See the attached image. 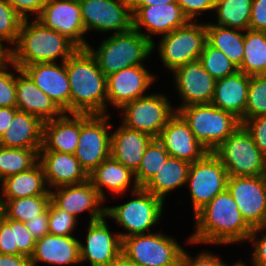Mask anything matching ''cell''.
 Here are the masks:
<instances>
[{
	"label": "cell",
	"instance_id": "cell-36",
	"mask_svg": "<svg viewBox=\"0 0 266 266\" xmlns=\"http://www.w3.org/2000/svg\"><path fill=\"white\" fill-rule=\"evenodd\" d=\"M39 150L0 146V182L35 166L39 162Z\"/></svg>",
	"mask_w": 266,
	"mask_h": 266
},
{
	"label": "cell",
	"instance_id": "cell-56",
	"mask_svg": "<svg viewBox=\"0 0 266 266\" xmlns=\"http://www.w3.org/2000/svg\"><path fill=\"white\" fill-rule=\"evenodd\" d=\"M11 61V49L4 47L2 41H0V68L4 67L6 64H10Z\"/></svg>",
	"mask_w": 266,
	"mask_h": 266
},
{
	"label": "cell",
	"instance_id": "cell-59",
	"mask_svg": "<svg viewBox=\"0 0 266 266\" xmlns=\"http://www.w3.org/2000/svg\"><path fill=\"white\" fill-rule=\"evenodd\" d=\"M226 266H229V265H226ZM232 266H247V265H245V264L242 263V262H238V263H235V264L232 265Z\"/></svg>",
	"mask_w": 266,
	"mask_h": 266
},
{
	"label": "cell",
	"instance_id": "cell-37",
	"mask_svg": "<svg viewBox=\"0 0 266 266\" xmlns=\"http://www.w3.org/2000/svg\"><path fill=\"white\" fill-rule=\"evenodd\" d=\"M2 201L4 203V218L25 223L39 217V214L48 208L51 197L50 195H37Z\"/></svg>",
	"mask_w": 266,
	"mask_h": 266
},
{
	"label": "cell",
	"instance_id": "cell-27",
	"mask_svg": "<svg viewBox=\"0 0 266 266\" xmlns=\"http://www.w3.org/2000/svg\"><path fill=\"white\" fill-rule=\"evenodd\" d=\"M44 122L35 115L17 110L7 130L0 137V146L41 149Z\"/></svg>",
	"mask_w": 266,
	"mask_h": 266
},
{
	"label": "cell",
	"instance_id": "cell-25",
	"mask_svg": "<svg viewBox=\"0 0 266 266\" xmlns=\"http://www.w3.org/2000/svg\"><path fill=\"white\" fill-rule=\"evenodd\" d=\"M72 117L63 113L60 117L44 122L43 142L39 151H55L75 154L80 135V114Z\"/></svg>",
	"mask_w": 266,
	"mask_h": 266
},
{
	"label": "cell",
	"instance_id": "cell-15",
	"mask_svg": "<svg viewBox=\"0 0 266 266\" xmlns=\"http://www.w3.org/2000/svg\"><path fill=\"white\" fill-rule=\"evenodd\" d=\"M37 20L67 37L79 49H86L89 45L83 36L86 31L79 0H47Z\"/></svg>",
	"mask_w": 266,
	"mask_h": 266
},
{
	"label": "cell",
	"instance_id": "cell-57",
	"mask_svg": "<svg viewBox=\"0 0 266 266\" xmlns=\"http://www.w3.org/2000/svg\"><path fill=\"white\" fill-rule=\"evenodd\" d=\"M111 266H140L128 259L123 253H121L111 264Z\"/></svg>",
	"mask_w": 266,
	"mask_h": 266
},
{
	"label": "cell",
	"instance_id": "cell-14",
	"mask_svg": "<svg viewBox=\"0 0 266 266\" xmlns=\"http://www.w3.org/2000/svg\"><path fill=\"white\" fill-rule=\"evenodd\" d=\"M227 190L236 202L242 218L252 229L266 225V179L264 175L229 176Z\"/></svg>",
	"mask_w": 266,
	"mask_h": 266
},
{
	"label": "cell",
	"instance_id": "cell-45",
	"mask_svg": "<svg viewBox=\"0 0 266 266\" xmlns=\"http://www.w3.org/2000/svg\"><path fill=\"white\" fill-rule=\"evenodd\" d=\"M241 124L250 133L255 145L266 156V114L243 120Z\"/></svg>",
	"mask_w": 266,
	"mask_h": 266
},
{
	"label": "cell",
	"instance_id": "cell-55",
	"mask_svg": "<svg viewBox=\"0 0 266 266\" xmlns=\"http://www.w3.org/2000/svg\"><path fill=\"white\" fill-rule=\"evenodd\" d=\"M131 6H150L177 2V0H130Z\"/></svg>",
	"mask_w": 266,
	"mask_h": 266
},
{
	"label": "cell",
	"instance_id": "cell-31",
	"mask_svg": "<svg viewBox=\"0 0 266 266\" xmlns=\"http://www.w3.org/2000/svg\"><path fill=\"white\" fill-rule=\"evenodd\" d=\"M132 176H135V173L131 169L110 156L88 174V180L104 200L103 187L110 190L112 194H122L131 183Z\"/></svg>",
	"mask_w": 266,
	"mask_h": 266
},
{
	"label": "cell",
	"instance_id": "cell-19",
	"mask_svg": "<svg viewBox=\"0 0 266 266\" xmlns=\"http://www.w3.org/2000/svg\"><path fill=\"white\" fill-rule=\"evenodd\" d=\"M176 88L183 100L177 108L195 104H209L212 101L216 80L203 68L199 61L187 63L172 71Z\"/></svg>",
	"mask_w": 266,
	"mask_h": 266
},
{
	"label": "cell",
	"instance_id": "cell-48",
	"mask_svg": "<svg viewBox=\"0 0 266 266\" xmlns=\"http://www.w3.org/2000/svg\"><path fill=\"white\" fill-rule=\"evenodd\" d=\"M249 29L266 31V0H253Z\"/></svg>",
	"mask_w": 266,
	"mask_h": 266
},
{
	"label": "cell",
	"instance_id": "cell-33",
	"mask_svg": "<svg viewBox=\"0 0 266 266\" xmlns=\"http://www.w3.org/2000/svg\"><path fill=\"white\" fill-rule=\"evenodd\" d=\"M240 32L239 29L206 24V42L221 50L237 68L241 66L244 56V34Z\"/></svg>",
	"mask_w": 266,
	"mask_h": 266
},
{
	"label": "cell",
	"instance_id": "cell-46",
	"mask_svg": "<svg viewBox=\"0 0 266 266\" xmlns=\"http://www.w3.org/2000/svg\"><path fill=\"white\" fill-rule=\"evenodd\" d=\"M184 15L193 21L203 11L214 10L216 0H177Z\"/></svg>",
	"mask_w": 266,
	"mask_h": 266
},
{
	"label": "cell",
	"instance_id": "cell-28",
	"mask_svg": "<svg viewBox=\"0 0 266 266\" xmlns=\"http://www.w3.org/2000/svg\"><path fill=\"white\" fill-rule=\"evenodd\" d=\"M80 241L74 236H56L47 234L36 241L30 257L32 266L38 261L54 265L80 263Z\"/></svg>",
	"mask_w": 266,
	"mask_h": 266
},
{
	"label": "cell",
	"instance_id": "cell-30",
	"mask_svg": "<svg viewBox=\"0 0 266 266\" xmlns=\"http://www.w3.org/2000/svg\"><path fill=\"white\" fill-rule=\"evenodd\" d=\"M1 200L26 198L37 195H50L42 165L38 162L31 169L9 176L2 181Z\"/></svg>",
	"mask_w": 266,
	"mask_h": 266
},
{
	"label": "cell",
	"instance_id": "cell-22",
	"mask_svg": "<svg viewBox=\"0 0 266 266\" xmlns=\"http://www.w3.org/2000/svg\"><path fill=\"white\" fill-rule=\"evenodd\" d=\"M133 29L140 32L144 26L150 34H169L186 25L189 20L177 2L150 6H131Z\"/></svg>",
	"mask_w": 266,
	"mask_h": 266
},
{
	"label": "cell",
	"instance_id": "cell-26",
	"mask_svg": "<svg viewBox=\"0 0 266 266\" xmlns=\"http://www.w3.org/2000/svg\"><path fill=\"white\" fill-rule=\"evenodd\" d=\"M249 83L250 76L240 71L216 80L211 104L232 113L242 122L245 120Z\"/></svg>",
	"mask_w": 266,
	"mask_h": 266
},
{
	"label": "cell",
	"instance_id": "cell-61",
	"mask_svg": "<svg viewBox=\"0 0 266 266\" xmlns=\"http://www.w3.org/2000/svg\"><path fill=\"white\" fill-rule=\"evenodd\" d=\"M264 176H265V179H266V164H265V174H264Z\"/></svg>",
	"mask_w": 266,
	"mask_h": 266
},
{
	"label": "cell",
	"instance_id": "cell-42",
	"mask_svg": "<svg viewBox=\"0 0 266 266\" xmlns=\"http://www.w3.org/2000/svg\"><path fill=\"white\" fill-rule=\"evenodd\" d=\"M13 230V255H23L30 258L33 254L36 240L28 231L25 223L9 218L3 219Z\"/></svg>",
	"mask_w": 266,
	"mask_h": 266
},
{
	"label": "cell",
	"instance_id": "cell-9",
	"mask_svg": "<svg viewBox=\"0 0 266 266\" xmlns=\"http://www.w3.org/2000/svg\"><path fill=\"white\" fill-rule=\"evenodd\" d=\"M109 118L106 114H80V135L74 156L87 174L111 156Z\"/></svg>",
	"mask_w": 266,
	"mask_h": 266
},
{
	"label": "cell",
	"instance_id": "cell-54",
	"mask_svg": "<svg viewBox=\"0 0 266 266\" xmlns=\"http://www.w3.org/2000/svg\"><path fill=\"white\" fill-rule=\"evenodd\" d=\"M17 110L16 107H0V137L7 130Z\"/></svg>",
	"mask_w": 266,
	"mask_h": 266
},
{
	"label": "cell",
	"instance_id": "cell-52",
	"mask_svg": "<svg viewBox=\"0 0 266 266\" xmlns=\"http://www.w3.org/2000/svg\"><path fill=\"white\" fill-rule=\"evenodd\" d=\"M0 254L13 255V230L4 220L0 223Z\"/></svg>",
	"mask_w": 266,
	"mask_h": 266
},
{
	"label": "cell",
	"instance_id": "cell-49",
	"mask_svg": "<svg viewBox=\"0 0 266 266\" xmlns=\"http://www.w3.org/2000/svg\"><path fill=\"white\" fill-rule=\"evenodd\" d=\"M181 266H226L219 257L208 252H202L197 258H191L185 250L181 258Z\"/></svg>",
	"mask_w": 266,
	"mask_h": 266
},
{
	"label": "cell",
	"instance_id": "cell-16",
	"mask_svg": "<svg viewBox=\"0 0 266 266\" xmlns=\"http://www.w3.org/2000/svg\"><path fill=\"white\" fill-rule=\"evenodd\" d=\"M171 157L190 164L202 159L209 151L194 136L188 123L176 112L156 138Z\"/></svg>",
	"mask_w": 266,
	"mask_h": 266
},
{
	"label": "cell",
	"instance_id": "cell-40",
	"mask_svg": "<svg viewBox=\"0 0 266 266\" xmlns=\"http://www.w3.org/2000/svg\"><path fill=\"white\" fill-rule=\"evenodd\" d=\"M266 114V75L250 76L245 120Z\"/></svg>",
	"mask_w": 266,
	"mask_h": 266
},
{
	"label": "cell",
	"instance_id": "cell-35",
	"mask_svg": "<svg viewBox=\"0 0 266 266\" xmlns=\"http://www.w3.org/2000/svg\"><path fill=\"white\" fill-rule=\"evenodd\" d=\"M253 0H216L219 26L246 31L249 29Z\"/></svg>",
	"mask_w": 266,
	"mask_h": 266
},
{
	"label": "cell",
	"instance_id": "cell-6",
	"mask_svg": "<svg viewBox=\"0 0 266 266\" xmlns=\"http://www.w3.org/2000/svg\"><path fill=\"white\" fill-rule=\"evenodd\" d=\"M212 152L219 158L230 177L265 174L266 156L255 145L242 124Z\"/></svg>",
	"mask_w": 266,
	"mask_h": 266
},
{
	"label": "cell",
	"instance_id": "cell-43",
	"mask_svg": "<svg viewBox=\"0 0 266 266\" xmlns=\"http://www.w3.org/2000/svg\"><path fill=\"white\" fill-rule=\"evenodd\" d=\"M49 234L56 236H73L77 218L58 208L52 201L48 206Z\"/></svg>",
	"mask_w": 266,
	"mask_h": 266
},
{
	"label": "cell",
	"instance_id": "cell-18",
	"mask_svg": "<svg viewBox=\"0 0 266 266\" xmlns=\"http://www.w3.org/2000/svg\"><path fill=\"white\" fill-rule=\"evenodd\" d=\"M34 63L22 70L63 112L70 114V84L66 63Z\"/></svg>",
	"mask_w": 266,
	"mask_h": 266
},
{
	"label": "cell",
	"instance_id": "cell-17",
	"mask_svg": "<svg viewBox=\"0 0 266 266\" xmlns=\"http://www.w3.org/2000/svg\"><path fill=\"white\" fill-rule=\"evenodd\" d=\"M80 262L89 260L91 266H111L122 253L120 234H111L105 216L96 221H89L86 245L80 242Z\"/></svg>",
	"mask_w": 266,
	"mask_h": 266
},
{
	"label": "cell",
	"instance_id": "cell-29",
	"mask_svg": "<svg viewBox=\"0 0 266 266\" xmlns=\"http://www.w3.org/2000/svg\"><path fill=\"white\" fill-rule=\"evenodd\" d=\"M153 139L148 134L121 125L111 134V156L135 173Z\"/></svg>",
	"mask_w": 266,
	"mask_h": 266
},
{
	"label": "cell",
	"instance_id": "cell-58",
	"mask_svg": "<svg viewBox=\"0 0 266 266\" xmlns=\"http://www.w3.org/2000/svg\"><path fill=\"white\" fill-rule=\"evenodd\" d=\"M4 216H5V214H4V203L0 199V223L3 221Z\"/></svg>",
	"mask_w": 266,
	"mask_h": 266
},
{
	"label": "cell",
	"instance_id": "cell-5",
	"mask_svg": "<svg viewBox=\"0 0 266 266\" xmlns=\"http://www.w3.org/2000/svg\"><path fill=\"white\" fill-rule=\"evenodd\" d=\"M177 112L188 123L195 138L209 152L216 149L241 125L235 115L211 103L184 106Z\"/></svg>",
	"mask_w": 266,
	"mask_h": 266
},
{
	"label": "cell",
	"instance_id": "cell-50",
	"mask_svg": "<svg viewBox=\"0 0 266 266\" xmlns=\"http://www.w3.org/2000/svg\"><path fill=\"white\" fill-rule=\"evenodd\" d=\"M48 208L39 217H35L28 222H25V226L28 231L33 235V238L37 241L49 234V222H48Z\"/></svg>",
	"mask_w": 266,
	"mask_h": 266
},
{
	"label": "cell",
	"instance_id": "cell-34",
	"mask_svg": "<svg viewBox=\"0 0 266 266\" xmlns=\"http://www.w3.org/2000/svg\"><path fill=\"white\" fill-rule=\"evenodd\" d=\"M243 53L238 71L248 76L266 75V31L246 30Z\"/></svg>",
	"mask_w": 266,
	"mask_h": 266
},
{
	"label": "cell",
	"instance_id": "cell-12",
	"mask_svg": "<svg viewBox=\"0 0 266 266\" xmlns=\"http://www.w3.org/2000/svg\"><path fill=\"white\" fill-rule=\"evenodd\" d=\"M120 109L124 111L122 125L148 134L154 139L176 113L171 109L166 96L158 93L135 99Z\"/></svg>",
	"mask_w": 266,
	"mask_h": 266
},
{
	"label": "cell",
	"instance_id": "cell-4",
	"mask_svg": "<svg viewBox=\"0 0 266 266\" xmlns=\"http://www.w3.org/2000/svg\"><path fill=\"white\" fill-rule=\"evenodd\" d=\"M151 34L135 29L123 33H114L94 49L88 45L87 50L96 59L98 67L107 77L125 68L143 65L142 61L152 53L155 47Z\"/></svg>",
	"mask_w": 266,
	"mask_h": 266
},
{
	"label": "cell",
	"instance_id": "cell-47",
	"mask_svg": "<svg viewBox=\"0 0 266 266\" xmlns=\"http://www.w3.org/2000/svg\"><path fill=\"white\" fill-rule=\"evenodd\" d=\"M17 14L23 19H28V12L36 13L35 19L41 14L47 0H6Z\"/></svg>",
	"mask_w": 266,
	"mask_h": 266
},
{
	"label": "cell",
	"instance_id": "cell-41",
	"mask_svg": "<svg viewBox=\"0 0 266 266\" xmlns=\"http://www.w3.org/2000/svg\"><path fill=\"white\" fill-rule=\"evenodd\" d=\"M22 21L6 0H0V41L16 44Z\"/></svg>",
	"mask_w": 266,
	"mask_h": 266
},
{
	"label": "cell",
	"instance_id": "cell-32",
	"mask_svg": "<svg viewBox=\"0 0 266 266\" xmlns=\"http://www.w3.org/2000/svg\"><path fill=\"white\" fill-rule=\"evenodd\" d=\"M189 168L190 163L169 156L143 188L164 201L168 192L186 183Z\"/></svg>",
	"mask_w": 266,
	"mask_h": 266
},
{
	"label": "cell",
	"instance_id": "cell-7",
	"mask_svg": "<svg viewBox=\"0 0 266 266\" xmlns=\"http://www.w3.org/2000/svg\"><path fill=\"white\" fill-rule=\"evenodd\" d=\"M183 248L160 233L133 235L122 240V253L140 266H181Z\"/></svg>",
	"mask_w": 266,
	"mask_h": 266
},
{
	"label": "cell",
	"instance_id": "cell-13",
	"mask_svg": "<svg viewBox=\"0 0 266 266\" xmlns=\"http://www.w3.org/2000/svg\"><path fill=\"white\" fill-rule=\"evenodd\" d=\"M85 31L123 33L133 28L130 0H79Z\"/></svg>",
	"mask_w": 266,
	"mask_h": 266
},
{
	"label": "cell",
	"instance_id": "cell-10",
	"mask_svg": "<svg viewBox=\"0 0 266 266\" xmlns=\"http://www.w3.org/2000/svg\"><path fill=\"white\" fill-rule=\"evenodd\" d=\"M189 21L163 36L159 53L170 71L199 60L206 43V24Z\"/></svg>",
	"mask_w": 266,
	"mask_h": 266
},
{
	"label": "cell",
	"instance_id": "cell-2",
	"mask_svg": "<svg viewBox=\"0 0 266 266\" xmlns=\"http://www.w3.org/2000/svg\"><path fill=\"white\" fill-rule=\"evenodd\" d=\"M70 84V114H106L107 77L87 49L66 61Z\"/></svg>",
	"mask_w": 266,
	"mask_h": 266
},
{
	"label": "cell",
	"instance_id": "cell-51",
	"mask_svg": "<svg viewBox=\"0 0 266 266\" xmlns=\"http://www.w3.org/2000/svg\"><path fill=\"white\" fill-rule=\"evenodd\" d=\"M257 233H258V227L253 228L252 233L248 238L249 242H254L255 244L253 257L251 258L252 263L254 266H266V233L259 240L258 238L256 239Z\"/></svg>",
	"mask_w": 266,
	"mask_h": 266
},
{
	"label": "cell",
	"instance_id": "cell-11",
	"mask_svg": "<svg viewBox=\"0 0 266 266\" xmlns=\"http://www.w3.org/2000/svg\"><path fill=\"white\" fill-rule=\"evenodd\" d=\"M228 178L227 170L213 152L190 164L186 183L189 185L194 215L227 189Z\"/></svg>",
	"mask_w": 266,
	"mask_h": 266
},
{
	"label": "cell",
	"instance_id": "cell-60",
	"mask_svg": "<svg viewBox=\"0 0 266 266\" xmlns=\"http://www.w3.org/2000/svg\"><path fill=\"white\" fill-rule=\"evenodd\" d=\"M264 229H266V225L259 226L258 227V232H261Z\"/></svg>",
	"mask_w": 266,
	"mask_h": 266
},
{
	"label": "cell",
	"instance_id": "cell-38",
	"mask_svg": "<svg viewBox=\"0 0 266 266\" xmlns=\"http://www.w3.org/2000/svg\"><path fill=\"white\" fill-rule=\"evenodd\" d=\"M170 155L164 146L153 139L147 146L138 170L135 172L134 190L143 187L160 169Z\"/></svg>",
	"mask_w": 266,
	"mask_h": 266
},
{
	"label": "cell",
	"instance_id": "cell-53",
	"mask_svg": "<svg viewBox=\"0 0 266 266\" xmlns=\"http://www.w3.org/2000/svg\"><path fill=\"white\" fill-rule=\"evenodd\" d=\"M0 266H32L31 260L23 255L0 254Z\"/></svg>",
	"mask_w": 266,
	"mask_h": 266
},
{
	"label": "cell",
	"instance_id": "cell-39",
	"mask_svg": "<svg viewBox=\"0 0 266 266\" xmlns=\"http://www.w3.org/2000/svg\"><path fill=\"white\" fill-rule=\"evenodd\" d=\"M198 61L215 80L231 76L238 71V68L221 50L210 46L207 42Z\"/></svg>",
	"mask_w": 266,
	"mask_h": 266
},
{
	"label": "cell",
	"instance_id": "cell-24",
	"mask_svg": "<svg viewBox=\"0 0 266 266\" xmlns=\"http://www.w3.org/2000/svg\"><path fill=\"white\" fill-rule=\"evenodd\" d=\"M39 163L42 165L46 184L51 188L77 185L88 180V174L73 154L39 151Z\"/></svg>",
	"mask_w": 266,
	"mask_h": 266
},
{
	"label": "cell",
	"instance_id": "cell-23",
	"mask_svg": "<svg viewBox=\"0 0 266 266\" xmlns=\"http://www.w3.org/2000/svg\"><path fill=\"white\" fill-rule=\"evenodd\" d=\"M10 63L18 72L16 76V108L37 116L43 122L60 117L63 112L56 104L35 85L22 69L11 61Z\"/></svg>",
	"mask_w": 266,
	"mask_h": 266
},
{
	"label": "cell",
	"instance_id": "cell-20",
	"mask_svg": "<svg viewBox=\"0 0 266 266\" xmlns=\"http://www.w3.org/2000/svg\"><path fill=\"white\" fill-rule=\"evenodd\" d=\"M56 190H50L51 201L75 218L85 210H90V222L105 216L106 207L100 205L104 200L89 180L77 185L60 186Z\"/></svg>",
	"mask_w": 266,
	"mask_h": 266
},
{
	"label": "cell",
	"instance_id": "cell-8",
	"mask_svg": "<svg viewBox=\"0 0 266 266\" xmlns=\"http://www.w3.org/2000/svg\"><path fill=\"white\" fill-rule=\"evenodd\" d=\"M131 192L135 199L119 206L105 208V216L112 217L128 230V233H119L122 240L129 236L145 234L158 222L163 210L164 201L145 188L139 187Z\"/></svg>",
	"mask_w": 266,
	"mask_h": 266
},
{
	"label": "cell",
	"instance_id": "cell-3",
	"mask_svg": "<svg viewBox=\"0 0 266 266\" xmlns=\"http://www.w3.org/2000/svg\"><path fill=\"white\" fill-rule=\"evenodd\" d=\"M14 47L11 62L20 69L34 63H53L59 56L61 62H65L79 49L67 37L45 27L37 19L30 25L27 19L22 21Z\"/></svg>",
	"mask_w": 266,
	"mask_h": 266
},
{
	"label": "cell",
	"instance_id": "cell-44",
	"mask_svg": "<svg viewBox=\"0 0 266 266\" xmlns=\"http://www.w3.org/2000/svg\"><path fill=\"white\" fill-rule=\"evenodd\" d=\"M7 68H0V107H16V76Z\"/></svg>",
	"mask_w": 266,
	"mask_h": 266
},
{
	"label": "cell",
	"instance_id": "cell-1",
	"mask_svg": "<svg viewBox=\"0 0 266 266\" xmlns=\"http://www.w3.org/2000/svg\"><path fill=\"white\" fill-rule=\"evenodd\" d=\"M196 231L191 244H230L248 240L252 228L245 222L231 193L226 189L195 214Z\"/></svg>",
	"mask_w": 266,
	"mask_h": 266
},
{
	"label": "cell",
	"instance_id": "cell-21",
	"mask_svg": "<svg viewBox=\"0 0 266 266\" xmlns=\"http://www.w3.org/2000/svg\"><path fill=\"white\" fill-rule=\"evenodd\" d=\"M155 78L143 65L112 73L107 76V102L120 109L126 103L145 96L144 92Z\"/></svg>",
	"mask_w": 266,
	"mask_h": 266
}]
</instances>
